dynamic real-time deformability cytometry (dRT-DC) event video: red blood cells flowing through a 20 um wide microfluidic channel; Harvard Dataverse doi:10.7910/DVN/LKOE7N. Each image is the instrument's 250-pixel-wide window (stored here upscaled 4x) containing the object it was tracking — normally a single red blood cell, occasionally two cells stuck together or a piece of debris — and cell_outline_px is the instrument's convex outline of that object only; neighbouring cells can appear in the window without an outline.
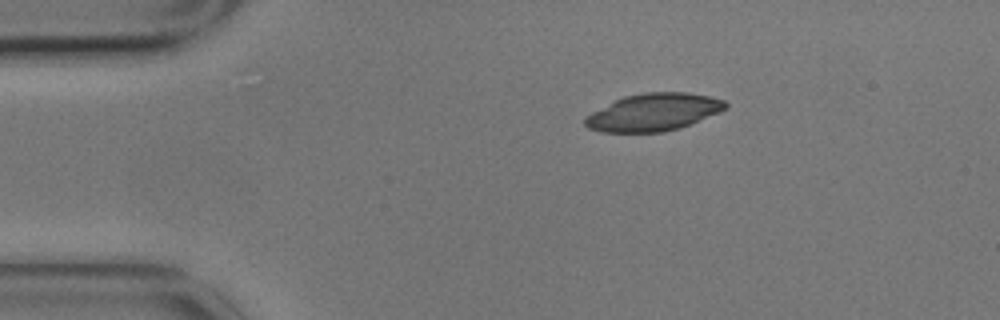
{"species": "common noctule bat (a hibernating species)", "species_latin": "Nyctalus noctula", "temperature_condition": "cold", "stored_images_in_passage": 5, "camera_frame_rate_fps": 3000, "um_per_image_px": 0.085, "animal": {"sex": "male", "body_mass_g": 17.9}, "frame": {"image": 1, "passage_image": 1, "time_ms": 0.0, "image_size_px": [1000, 320], "cell_outline_px": [[728, 108], [720, 112], [680, 128], [664, 132], [600, 132], [588, 128], [584, 124], [584, 116], [624, 96], [644, 92], [688, 92], [708, 96], [724, 100], [728, 104]], "centroid_in_image_um": [55.55, 9.54], "position_along_channel_um": 29.4, "area_um2": 30.69}}